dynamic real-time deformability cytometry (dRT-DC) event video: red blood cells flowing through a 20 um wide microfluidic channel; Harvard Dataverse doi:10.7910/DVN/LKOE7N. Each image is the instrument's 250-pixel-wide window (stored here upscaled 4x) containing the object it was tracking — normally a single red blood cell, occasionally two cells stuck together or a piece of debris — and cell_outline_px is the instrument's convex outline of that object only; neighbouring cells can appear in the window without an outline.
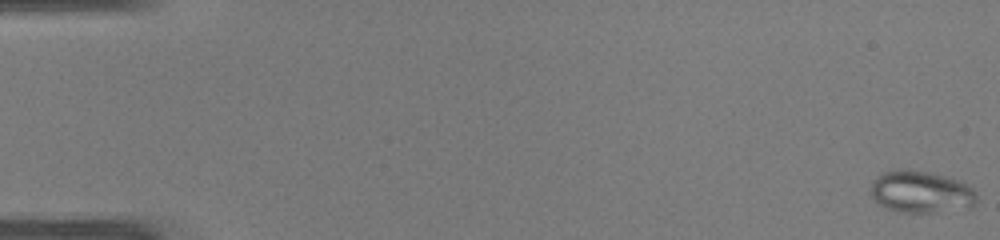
{"species": "common noctule bat (a hibernating species)", "species_latin": "Nyctalus noctula", "temperature_condition": "warm", "stored_images_in_passage": 1, "camera_frame_rate_fps": 3000, "um_per_image_px": 0.085, "animal": {"sex": "male", "body_mass_g": 19.0, "forearm_length_mm": 50.8}, "frame": {"image": 1, "passage_image": 1, "time_ms": 0.0, "image_size_px": [1000, 240], "cell_outline_px": [[960, 188], [916, 204], [892, 204], [876, 192], [876, 184], [888, 176], [904, 172], [928, 176], [952, 184]], "centroid_in_image_um": [77.51, 16.01], "position_along_channel_um": 7.5, "area_um2": 12.72}}